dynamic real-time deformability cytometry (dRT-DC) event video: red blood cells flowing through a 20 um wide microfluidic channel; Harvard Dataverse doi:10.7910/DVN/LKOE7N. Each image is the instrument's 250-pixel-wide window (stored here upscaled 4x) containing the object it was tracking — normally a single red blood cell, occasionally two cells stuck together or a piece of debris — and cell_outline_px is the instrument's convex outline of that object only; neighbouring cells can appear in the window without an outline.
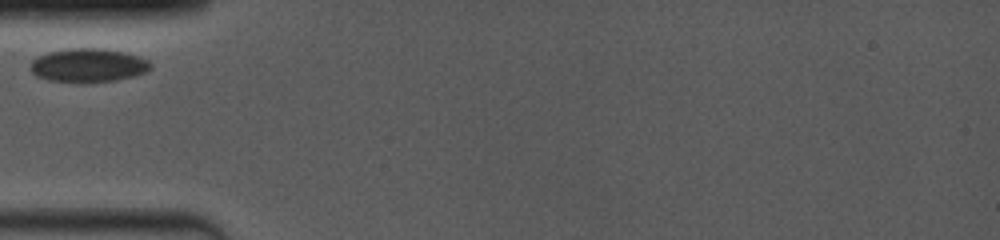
{"species": "common noctule bat (a hibernating species)", "species_latin": "Nyctalus noctula", "temperature_condition": "room temperature", "stored_images_in_passage": 11, "camera_frame_rate_fps": 4000, "um_per_image_px": 0.085, "animal": {"sex": "female", "body_mass_g": 19.0, "forearm_length_mm": 53.3}, "frame": {"image": 1, "passage_image": 1, "time_ms": 0.0, "image_size_px": [1000, 240], "cell_outline_px": [[152, 68], [148, 72], [116, 80], [48, 80], [36, 76], [28, 68], [28, 64], [32, 60], [48, 52], [68, 48], [96, 48], [120, 52], [136, 56], [148, 60], [152, 64]], "centroid_in_image_um": [7.47, 5.52], "position_along_channel_um": 77.5, "area_um2": 22.89}}
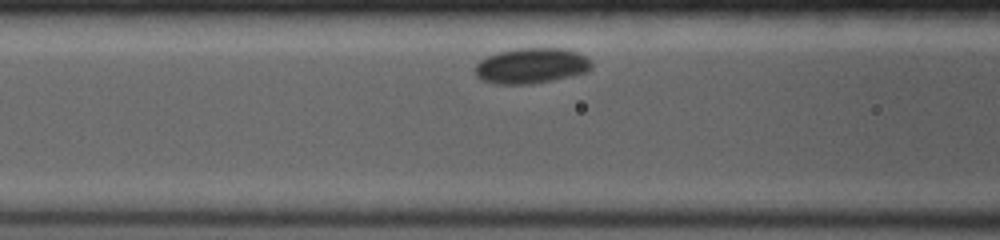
{"frame": {"image": 2, "passage_image": 4, "time_ms": 1.25, "image_size_px": [1000, 240], "cell_outline_px": [[592, 68], [588, 72], [572, 76], [552, 80], [528, 84], [492, 84], [480, 80], [476, 76], [476, 64], [480, 60], [488, 56], [500, 52], [516, 48], [564, 48], [576, 52], [584, 56], [592, 64]], "centroid_in_image_um": [45.15, 5.6], "position_along_channel_um": 121.4, "area_um2": 24.1}}